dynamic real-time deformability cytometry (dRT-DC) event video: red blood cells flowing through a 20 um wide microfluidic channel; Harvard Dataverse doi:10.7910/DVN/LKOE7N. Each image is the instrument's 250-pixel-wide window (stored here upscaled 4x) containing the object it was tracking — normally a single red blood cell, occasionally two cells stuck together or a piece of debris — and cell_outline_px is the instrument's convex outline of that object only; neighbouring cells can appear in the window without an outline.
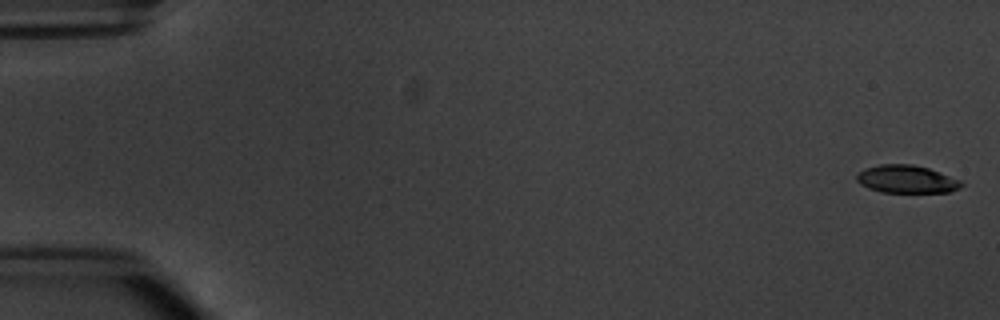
{"species": "common noctule bat (a hibernating species)", "species_latin": "Nyctalus noctula", "temperature_condition": "warm", "stored_images_in_passage": 15, "camera_frame_rate_fps": 3000, "um_per_image_px": 0.085, "animal": {"sex": "male", "body_mass_g": 20.1, "forearm_length_mm": 53.5}, "frame": {"image": 1, "passage_image": 1, "time_ms": 0.0, "image_size_px": [1000, 320], "cell_outline_px": [[964, 184], [960, 188], [948, 192], [880, 192], [868, 188], [860, 184], [856, 180], [856, 172], [864, 168], [880, 164], [912, 164], [928, 168], [960, 180]], "centroid_in_image_um": [77.01, 15.22], "position_along_channel_um": 8.0, "area_um2": 17.05}}
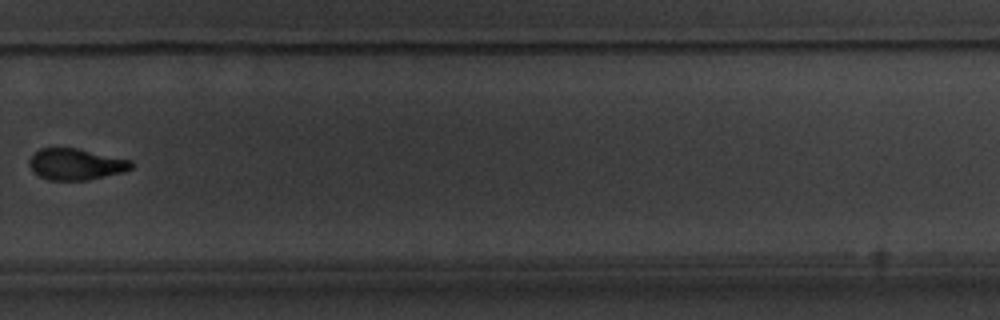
{"frame": {"image": 2, "passage_image": 11, "time_ms": 12.333, "image_size_px": [1000, 320], "cell_outline_px": [[132, 168], [124, 172], [88, 180], [48, 180], [32, 172], [28, 164], [28, 160], [40, 148], [76, 148], [132, 160]], "centroid_in_image_um": [6.44, 13.97], "position_along_channel_um": 323.4, "area_um2": 18.67}}
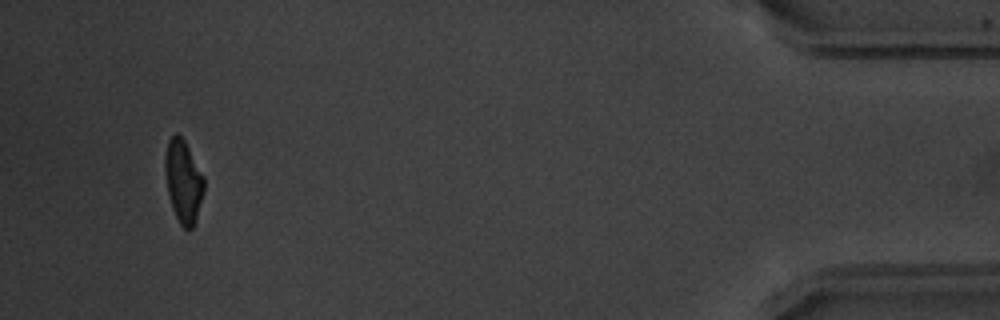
{"frame": {"image": 3, "passage_image": 14, "time_ms": 16.667, "image_size_px": [1000, 320], "cell_outline_px": [[204, 192], [196, 220], [192, 228], [188, 232], [180, 224], [172, 208], [168, 192], [164, 172], [164, 156], [168, 140], [176, 132], [184, 140], [204, 176]], "centroid_in_image_um": [15.58, 15.42], "position_along_channel_um": 419.6, "area_um2": 18.9}, "authors_computed_cell_mechanics": {"area_um2": 18.9006, "velocity_mm_per_s": 3.8166, "shape_relaxation_time_tau1_ms": 3.818, "shape_relaxation_time_tau2_ms": 4.0022, "deformation_change_tau1": 0.1356, "deformation_change_tau2": 0.1001}}